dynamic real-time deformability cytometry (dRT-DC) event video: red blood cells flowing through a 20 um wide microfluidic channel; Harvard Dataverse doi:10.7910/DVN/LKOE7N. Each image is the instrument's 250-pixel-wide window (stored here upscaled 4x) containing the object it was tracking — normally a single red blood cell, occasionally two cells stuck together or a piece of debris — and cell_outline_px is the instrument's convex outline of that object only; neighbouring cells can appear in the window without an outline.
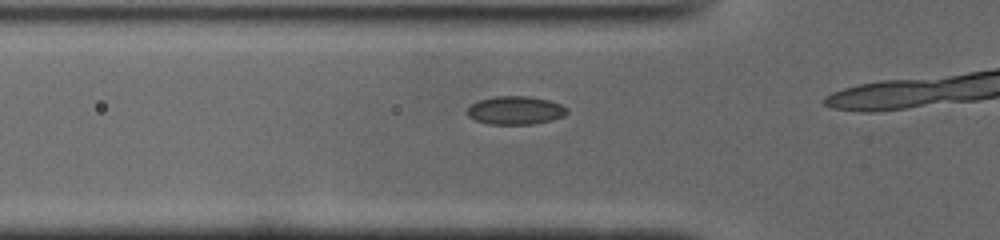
{"species": "common noctule bat (a hibernating species)", "species_latin": "Nyctalus noctula", "temperature_condition": "cold", "stored_images_in_passage": 5, "camera_frame_rate_fps": 3000, "um_per_image_px": 0.085, "animal": {"sex": "male", "body_mass_g": 19.0, "forearm_length_mm": 50.8}, "frame": {"image": 1, "passage_image": 3, "time_ms": 0.667, "image_size_px": [1000, 240], "cell_outline_px": [[568, 112], [564, 116], [552, 120], [532, 124], [488, 124], [476, 120], [468, 116], [468, 108], [472, 104], [480, 100], [496, 96], [528, 96], [548, 100], [560, 104]], "centroid_in_image_um": [43.81, 9.38], "position_along_channel_um": 82.0, "area_um2": 16.24}}